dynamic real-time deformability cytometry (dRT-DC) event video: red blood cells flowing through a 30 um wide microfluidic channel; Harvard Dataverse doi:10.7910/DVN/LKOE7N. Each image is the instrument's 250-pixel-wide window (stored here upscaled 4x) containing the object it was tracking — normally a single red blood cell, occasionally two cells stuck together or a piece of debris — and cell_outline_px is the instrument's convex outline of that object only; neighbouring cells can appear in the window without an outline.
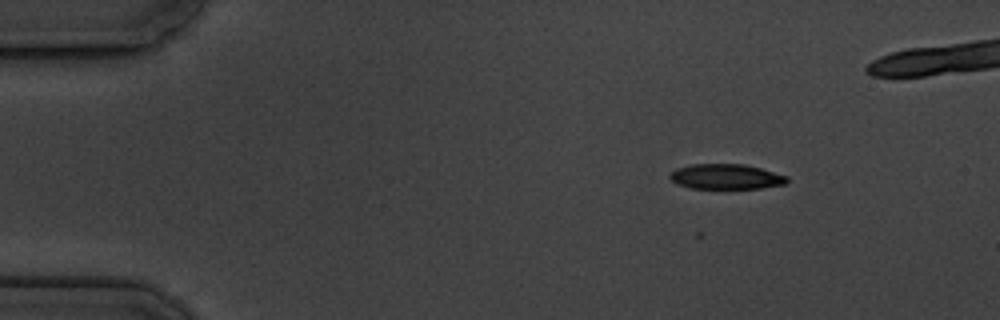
{"species": "common noctule bat (a hibernating species)", "species_latin": "Nyctalus noctula", "temperature_condition": "cold", "stored_images_in_passage": 9, "camera_frame_rate_fps": 3000, "um_per_image_px": 0.085, "animal": {"sex": "male", "body_mass_g": 19.5, "forearm_length_mm": 54.6}, "frame": {"image": 1, "passage_image": 3, "time_ms": 2.333, "image_size_px": [1000, 320], "cell_outline_px": [[788, 180], [784, 184], [760, 188], [692, 188], [676, 184], [668, 176], [676, 168], [692, 164], [744, 164], [760, 168], [788, 176]], "centroid_in_image_um": [61.69, 15.01], "position_along_channel_um": 23.3, "area_um2": 17.05}}
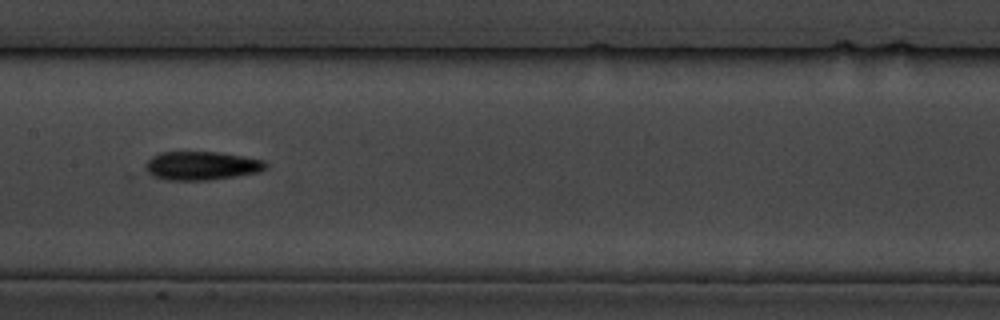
{"frame": {"image": 2, "passage_image": 9, "time_ms": 9.333, "image_size_px": [1000, 320], "cell_outline_px": [[268, 164], [260, 172], [236, 176], [208, 180], [168, 180], [152, 176], [144, 168], [144, 164], [152, 156], [160, 152], [220, 152], [244, 156], [264, 160]], "centroid_in_image_um": [17.12, 14.08], "position_along_channel_um": 190.3, "area_um2": 20.17}}